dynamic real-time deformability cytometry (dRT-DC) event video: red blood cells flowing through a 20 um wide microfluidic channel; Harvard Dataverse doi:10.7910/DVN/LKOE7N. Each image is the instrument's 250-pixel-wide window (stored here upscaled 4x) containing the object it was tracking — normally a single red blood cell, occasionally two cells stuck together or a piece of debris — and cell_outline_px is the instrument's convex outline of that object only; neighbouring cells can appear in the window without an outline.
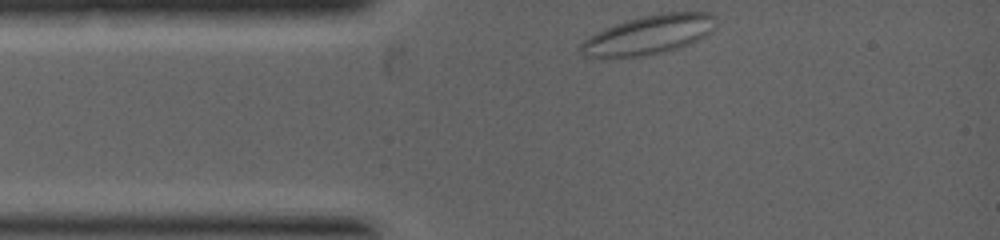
{"species": "common noctule bat (a hibernating species)", "species_latin": "Nyctalus noctula", "temperature_condition": "warm", "stored_images_in_passage": 40, "camera_frame_rate_fps": 5000, "um_per_image_px": 0.085, "animal": {"sex": "female", "body_mass_g": 19.0, "forearm_length_mm": 53.3}, "frame": {"image": 1, "passage_image": 1, "time_ms": 0.0, "image_size_px": [1000, 240], "cell_outline_px": [[716, 28], [712, 32], [680, 48], [664, 52], [640, 56], [580, 56], [576, 48], [584, 40], [596, 32], [604, 28], [640, 16], [660, 12], [712, 12], [716, 16]], "centroid_in_image_um": [55.17, 2.93], "position_along_channel_um": 29.8, "area_um2": 30.98}}
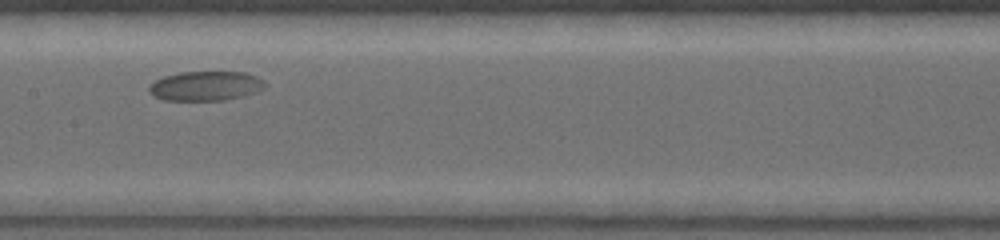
{"frame": {"image": 2, "passage_image": 22, "time_ms": 2.8, "image_size_px": [1000, 240], "cell_outline_px": [[268, 84], [264, 88], [256, 92], [244, 96], [224, 100], [164, 100], [148, 92], [148, 88], [156, 80], [164, 76], [180, 72], [244, 72], [256, 76], [264, 80]], "centroid_in_image_um": [17.52, 7.3], "position_along_channel_um": 189.9, "area_um2": 19.94}}
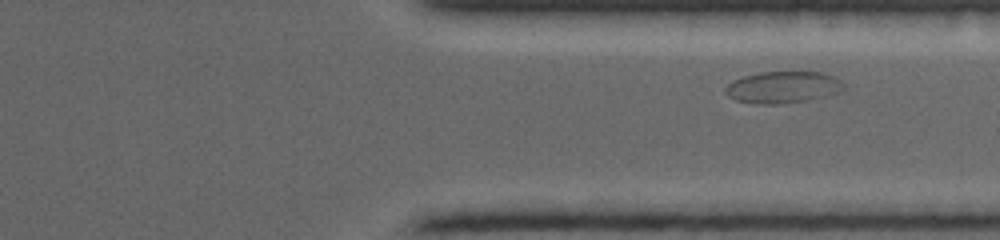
{"frame": {"image": 3, "passage_image": 40, "time_ms": 5.2, "image_size_px": [1000, 240], "cell_outline_px": [[844, 88], [840, 92], [808, 100], [776, 104], [756, 104], [736, 100], [728, 96], [724, 92], [724, 88], [732, 80], [744, 76], [760, 72], [824, 72], [836, 76], [844, 84]], "centroid_in_image_um": [66.54, 7.41], "position_along_channel_um": 344.9, "area_um2": 22.02}}